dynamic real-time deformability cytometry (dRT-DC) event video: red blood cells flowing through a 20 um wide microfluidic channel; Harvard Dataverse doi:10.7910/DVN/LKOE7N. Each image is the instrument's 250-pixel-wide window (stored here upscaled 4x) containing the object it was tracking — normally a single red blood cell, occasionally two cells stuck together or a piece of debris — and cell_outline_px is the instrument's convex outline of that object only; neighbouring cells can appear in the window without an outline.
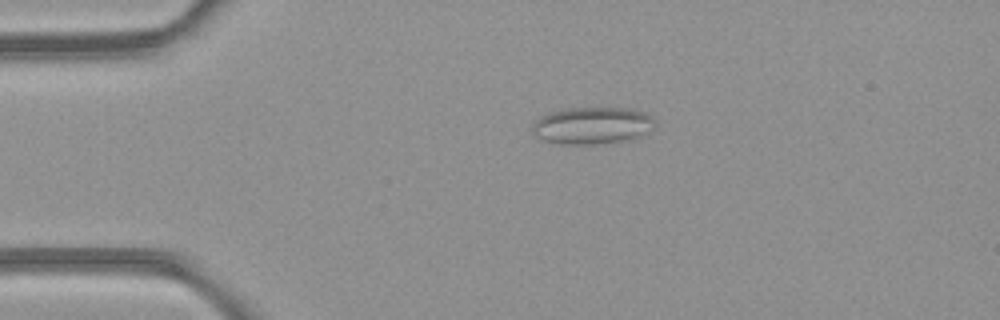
{"species": "common noctule bat (a hibernating species)", "species_latin": "Nyctalus noctula", "temperature_condition": "room temperature", "stored_images_in_passage": 40, "camera_frame_rate_fps": 3000, "um_per_image_px": 0.085, "animal": {"sex": "female", "body_mass_g": 21.9}, "frame": {"image": 1, "passage_image": 2, "time_ms": 0.333, "image_size_px": [1000, 320], "cell_outline_px": [[656, 128], [648, 136], [624, 140], [592, 144], [560, 144], [544, 140], [532, 136], [532, 124], [540, 116], [548, 112], [564, 108], [632, 108], [644, 112], [652, 116], [656, 120]], "centroid_in_image_um": [50.39, 10.67], "position_along_channel_um": 34.6, "area_um2": 27.22}}
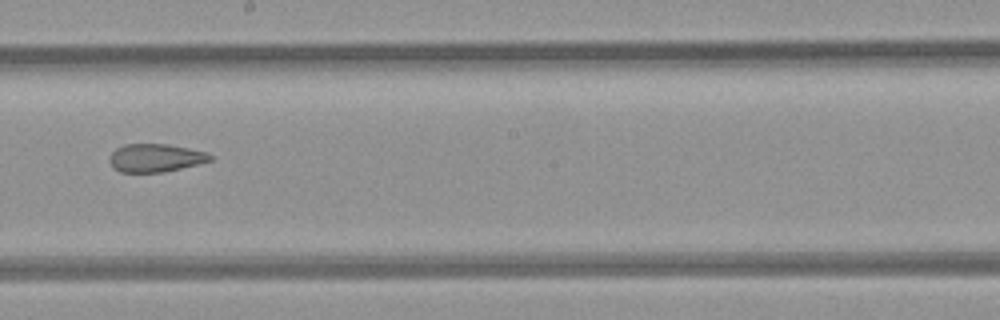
{"frame": {"image": 2, "passage_image": 19, "time_ms": 6.0, "image_size_px": [1000, 320], "cell_outline_px": [[212, 160], [164, 172], [120, 172], [112, 168], [108, 160], [108, 156], [116, 148], [124, 144], [168, 144], [208, 152], [212, 156]], "centroid_in_image_um": [13.16, 13.42], "position_along_channel_um": 235.0, "area_um2": 16.59}}
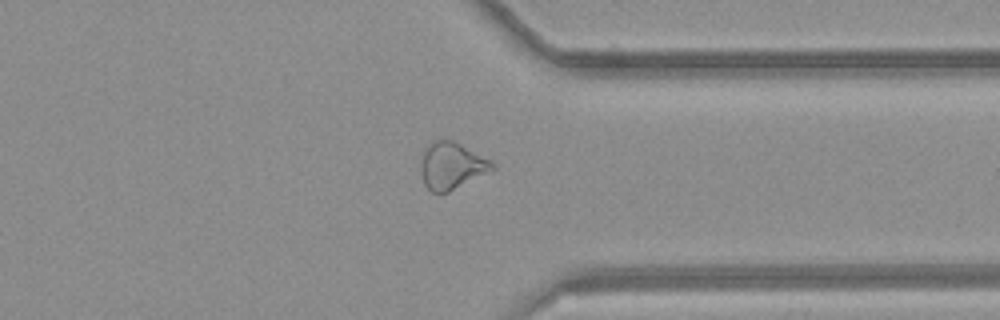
{"frame": {"image": 3, "passage_image": 29, "time_ms": 9.333, "image_size_px": [1000, 320], "cell_outline_px": [[496, 168], [448, 192], [432, 192], [424, 184], [420, 168], [420, 156], [424, 148], [432, 140], [452, 140], [492, 160], [496, 164]], "centroid_in_image_um": [38.36, 14.06], "position_along_channel_um": 373.0, "area_um2": 19.59}, "authors_computed_cell_mechanics": {"area_um2": 19.652, "velocity_mm_per_s": 4.2402, "shape_relaxation_time_tau1_ms": null, "shape_relaxation_time_tau2_ms": 2.6454, "deformation_change_tau1": null, "deformation_change_tau2": 0.1057}}